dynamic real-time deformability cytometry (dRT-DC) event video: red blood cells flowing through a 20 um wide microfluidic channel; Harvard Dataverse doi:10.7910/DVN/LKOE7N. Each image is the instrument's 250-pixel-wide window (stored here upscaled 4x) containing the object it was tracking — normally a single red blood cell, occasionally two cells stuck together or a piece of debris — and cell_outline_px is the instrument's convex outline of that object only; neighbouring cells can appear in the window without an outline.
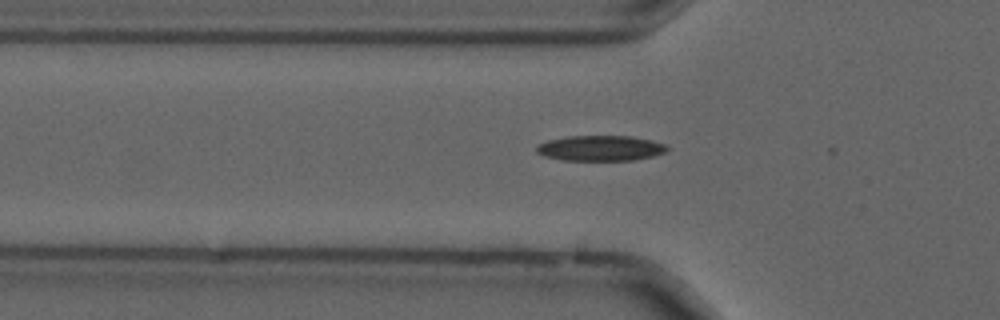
{"species": "common noctule bat (a hibernating species)", "species_latin": "Nyctalus noctula", "temperature_condition": "cold", "stored_images_in_passage": 40, "camera_frame_rate_fps": 3000, "um_per_image_px": 0.085, "animal": {"sex": "male", "forearm_length_mm": 52.5}, "frame": {"image": 1, "passage_image": 3, "time_ms": 0.667, "image_size_px": [1000, 320], "cell_outline_px": [[668, 148], [664, 152], [652, 156], [632, 160], [564, 160], [544, 156], [536, 152], [536, 148], [540, 144], [548, 140], [568, 136], [628, 136], [652, 140], [664, 144]], "centroid_in_image_um": [51.02, 12.59], "position_along_channel_um": 74.8, "area_um2": 19.07}}
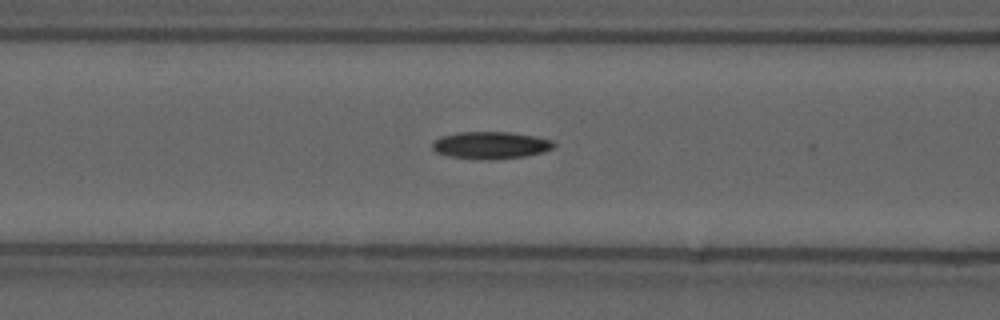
{"frame": {"image": 2, "passage_image": 7, "time_ms": 2.0, "image_size_px": [1000, 320], "cell_outline_px": [[556, 144], [552, 148], [544, 152], [524, 156], [452, 156], [436, 152], [432, 148], [432, 144], [440, 136], [460, 132], [512, 132], [536, 136], [552, 140]], "centroid_in_image_um": [41.76, 12.27], "position_along_channel_um": 124.8, "area_um2": 18.09}}
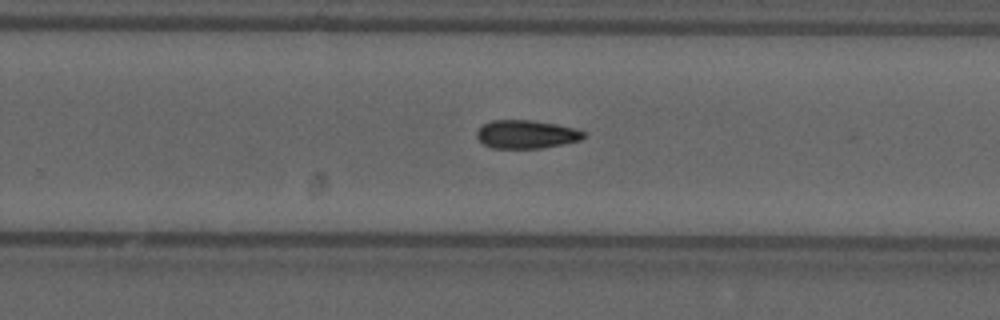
{"frame": {"image": 3, "passage_image": 20, "time_ms": 6.333, "image_size_px": [1000, 320], "cell_outline_px": [[588, 136], [580, 140], [540, 148], [492, 148], [484, 144], [476, 136], [476, 132], [484, 124], [492, 120], [532, 120], [556, 124], [576, 128], [584, 132]], "centroid_in_image_um": [44.75, 11.41], "position_along_channel_um": 285.0, "area_um2": 17.57}, "authors_computed_cell_mechanics": {"area_um2": 17.7157, "velocity_mm_per_s": 3.7117, "shape_relaxation_time_tau1_ms": 5.4119, "shape_relaxation_time_tau2_ms": null, "deformation_change_tau1": 0.1261, "deformation_change_tau2": null}}